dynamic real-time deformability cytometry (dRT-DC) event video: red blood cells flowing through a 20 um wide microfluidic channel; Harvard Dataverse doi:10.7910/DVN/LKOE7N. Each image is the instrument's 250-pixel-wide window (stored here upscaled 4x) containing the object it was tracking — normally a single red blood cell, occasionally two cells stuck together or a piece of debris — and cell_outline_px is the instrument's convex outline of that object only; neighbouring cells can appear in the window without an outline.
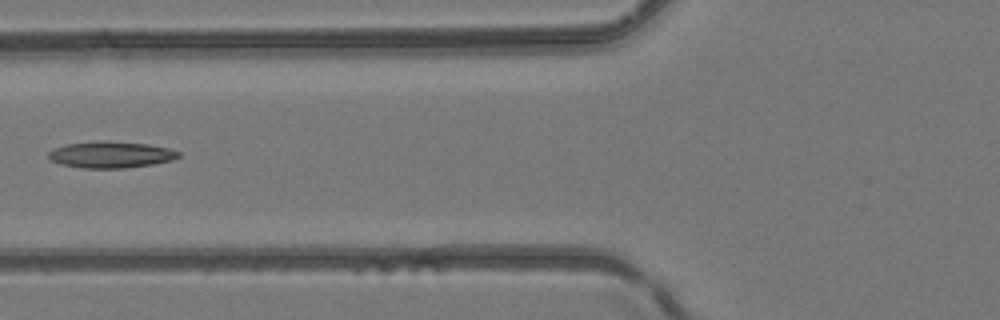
{"species": "common noctule bat (a hibernating species)", "species_latin": "Nyctalus noctula", "temperature_condition": "room temperature", "stored_images_in_passage": 7, "camera_frame_rate_fps": 3000, "um_per_image_px": 0.085, "animal": {"sex": "female", "body_mass_g": 24.6, "forearm_length_mm": 56.2}, "frame": {"image": 1, "passage_image": 6, "time_ms": 6.0, "image_size_px": [1000, 320], "cell_outline_px": [[180, 156], [172, 160], [152, 164], [124, 168], [80, 168], [60, 164], [52, 160], [48, 156], [48, 152], [56, 148], [68, 144], [104, 140], [148, 144], [168, 148], [180, 152]], "centroid_in_image_um": [9.43, 13.15], "position_along_channel_um": 116.4, "area_um2": 19.94}}
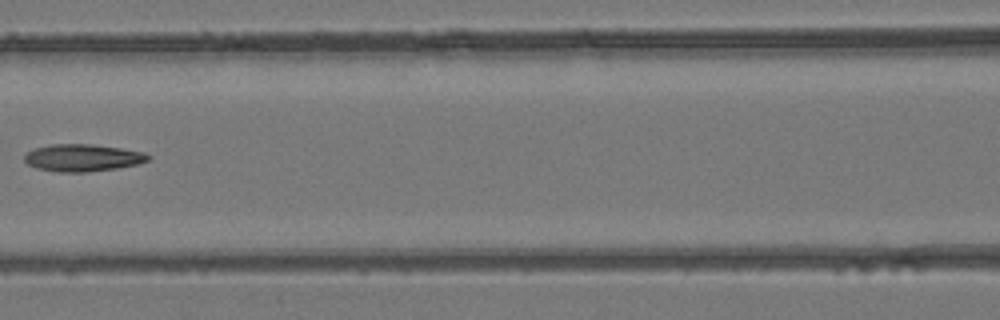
{"frame": {"image": 2, "passage_image": 7, "time_ms": 7.0, "image_size_px": [1000, 320], "cell_outline_px": [[152, 156], [148, 160], [136, 164], [116, 168], [88, 172], [60, 172], [36, 168], [28, 164], [24, 160], [24, 156], [28, 152], [36, 148], [52, 144], [92, 144], [120, 148], [144, 152]], "centroid_in_image_um": [7.03, 13.41], "position_along_channel_um": 159.6, "area_um2": 19.48}}